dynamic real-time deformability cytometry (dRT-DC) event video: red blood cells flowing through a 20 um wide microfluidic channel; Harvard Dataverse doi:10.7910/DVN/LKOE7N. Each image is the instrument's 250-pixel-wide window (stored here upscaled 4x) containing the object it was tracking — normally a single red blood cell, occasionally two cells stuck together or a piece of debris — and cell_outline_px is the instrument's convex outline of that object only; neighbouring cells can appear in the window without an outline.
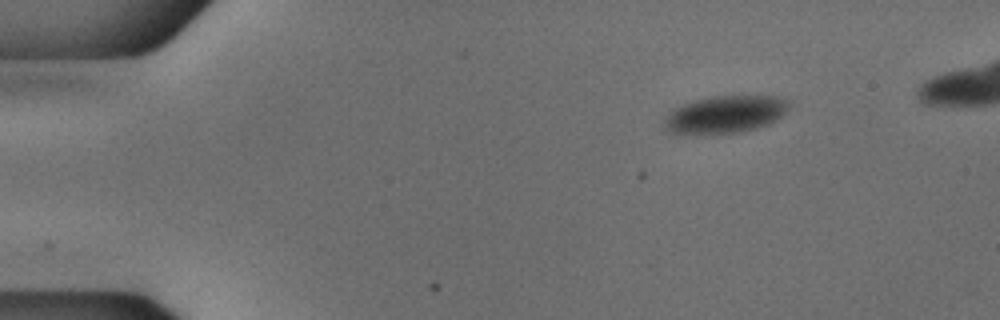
{"species": "common noctule bat (a hibernating species)", "species_latin": "Nyctalus noctula", "temperature_condition": "cold", "stored_images_in_passage": 45, "camera_frame_rate_fps": 3000, "um_per_image_px": 0.085, "animal": {"sex": "male", "body_mass_g": 18.8}, "frame": {"image": 1, "passage_image": 1, "time_ms": 0.0, "image_size_px": [1000, 320], "cell_outline_px": [[792, 104], [784, 116], [768, 124], [744, 132], [716, 136], [672, 136], [664, 128], [664, 124], [668, 116], [676, 108], [684, 104], [696, 100], [712, 96], [776, 96], [788, 100]], "centroid_in_image_um": [61.63, 9.8], "position_along_channel_um": 23.4, "area_um2": 28.32}}
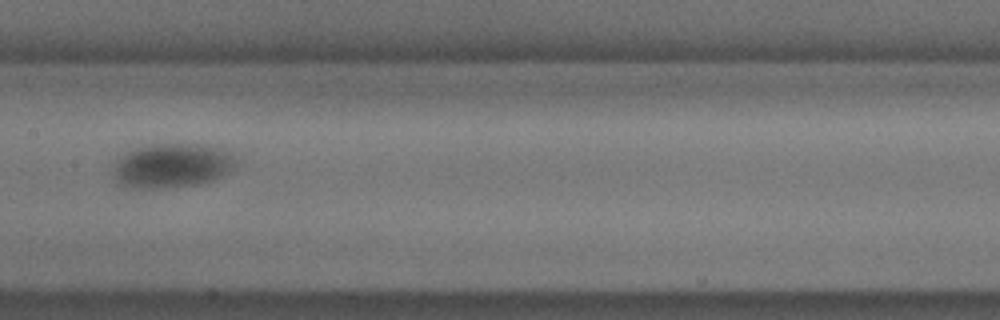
{"frame": {"image": 2, "passage_image": 21, "time_ms": 6.667, "image_size_px": [1000, 320], "cell_outline_px": [[236, 168], [212, 180], [200, 184], [156, 188], [132, 188], [120, 184], [116, 176], [116, 160], [120, 156], [136, 148], [152, 144], [208, 144], [224, 148], [232, 152], [236, 156]], "centroid_in_image_um": [14.72, 14.05], "position_along_channel_um": 192.7, "area_um2": 31.73}}
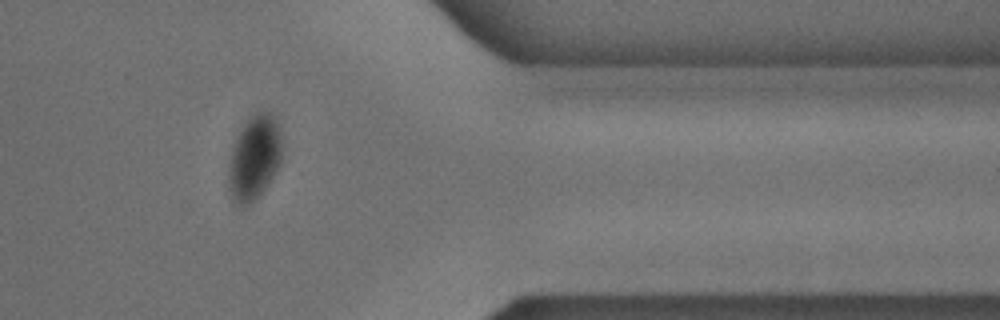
{"frame": {"image": 3, "passage_image": 38, "time_ms": 12.333, "image_size_px": [1000, 320], "cell_outline_px": [[280, 164], [268, 184], [260, 196], [256, 200], [244, 208], [236, 204], [232, 200], [228, 188], [228, 168], [232, 148], [240, 132], [248, 120], [256, 112], [272, 112], [276, 116], [280, 128]], "centroid_in_image_um": [21.61, 13.46], "position_along_channel_um": 389.8, "area_um2": 26.41}}